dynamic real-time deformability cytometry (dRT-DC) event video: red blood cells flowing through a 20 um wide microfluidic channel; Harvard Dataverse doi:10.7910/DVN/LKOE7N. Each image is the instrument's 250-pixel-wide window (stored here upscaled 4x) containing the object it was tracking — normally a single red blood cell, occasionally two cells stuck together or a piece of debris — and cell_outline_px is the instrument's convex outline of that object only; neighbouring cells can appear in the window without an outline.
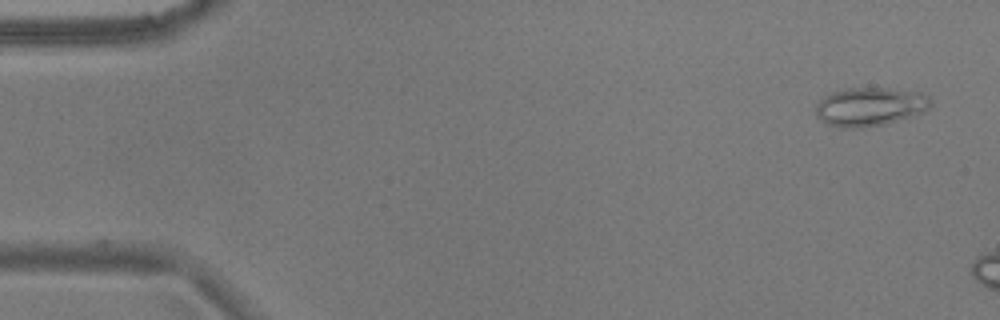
{"species": "common noctule bat (a hibernating species)", "species_latin": "Nyctalus noctula", "temperature_condition": "warm", "stored_images_in_passage": 7, "camera_frame_rate_fps": 3000, "um_per_image_px": 0.085, "animal": {"sex": "male", "body_mass_g": 17.9}, "frame": {"image": 1, "passage_image": 2, "time_ms": 0.333, "image_size_px": [1000, 320], "cell_outline_px": [[932, 104], [928, 108], [920, 112], [884, 124], [856, 128], [840, 128], [828, 124], [820, 120], [816, 116], [816, 104], [828, 92], [848, 88], [884, 88], [916, 92], [928, 96], [932, 100]], "centroid_in_image_um": [73.87, 9.06], "position_along_channel_um": 11.1, "area_um2": 25.61}}